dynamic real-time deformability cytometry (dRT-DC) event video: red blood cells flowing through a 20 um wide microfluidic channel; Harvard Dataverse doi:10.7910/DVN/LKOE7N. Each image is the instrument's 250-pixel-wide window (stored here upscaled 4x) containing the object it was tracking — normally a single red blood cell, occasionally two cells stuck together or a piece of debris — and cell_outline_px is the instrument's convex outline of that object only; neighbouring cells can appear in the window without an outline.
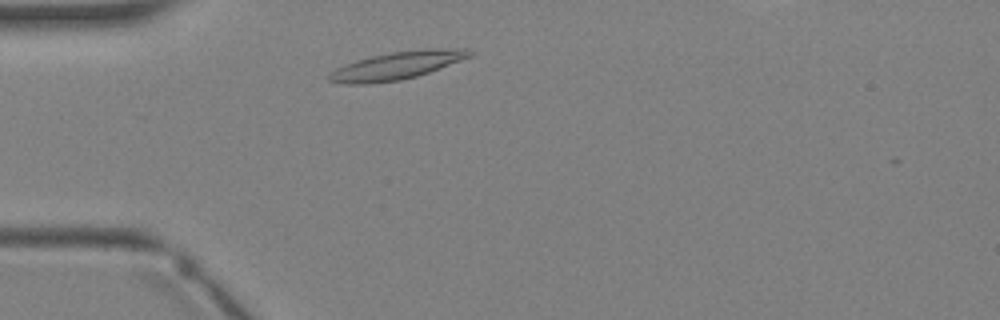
{"species": "Egyptian fruit bat (a non-hibernating species)", "species_latin": "Rousettus aegyptiacus", "temperature_condition": "warm", "stored_images_in_passage": 1, "camera_frame_rate_fps": 3000, "um_per_image_px": 0.085, "animal": {"sex": "female"}, "frame": {"image": 1, "passage_image": 1, "time_ms": 0.0, "image_size_px": [1000, 320], "cell_outline_px": [[472, 56], [428, 72], [416, 76], [400, 80], [368, 84], [348, 84], [328, 80], [328, 76], [336, 68], [372, 56], [392, 52], [432, 48], [464, 48], [472, 52]], "centroid_in_image_um": [33.77, 5.57], "position_along_channel_um": 51.2, "area_um2": 22.2}}